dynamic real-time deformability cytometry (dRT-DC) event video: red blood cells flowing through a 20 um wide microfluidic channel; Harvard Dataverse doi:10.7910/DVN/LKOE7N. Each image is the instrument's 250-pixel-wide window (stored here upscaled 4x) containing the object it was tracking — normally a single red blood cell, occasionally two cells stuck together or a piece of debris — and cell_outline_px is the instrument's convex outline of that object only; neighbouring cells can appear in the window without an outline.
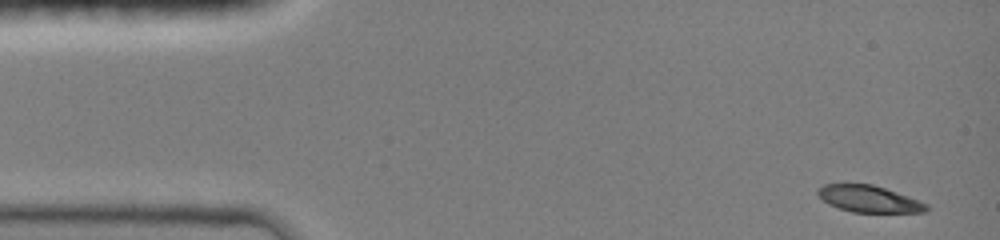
{"species": "common noctule bat (a hibernating species)", "species_latin": "Nyctalus noctula", "temperature_condition": "room temperature", "stored_images_in_passage": 59, "camera_frame_rate_fps": 3000, "um_per_image_px": 0.085, "animal": {"sex": "female", "body_mass_g": 19.0, "forearm_length_mm": 51.5}, "frame": {"image": 1, "passage_image": 1, "time_ms": 0.0, "image_size_px": [1000, 240], "cell_outline_px": [[928, 208], [924, 212], [852, 212], [828, 204], [816, 192], [824, 184], [872, 184], [884, 188], [928, 204]], "centroid_in_image_um": [73.84, 16.91], "position_along_channel_um": 11.2, "area_um2": 16.47}}
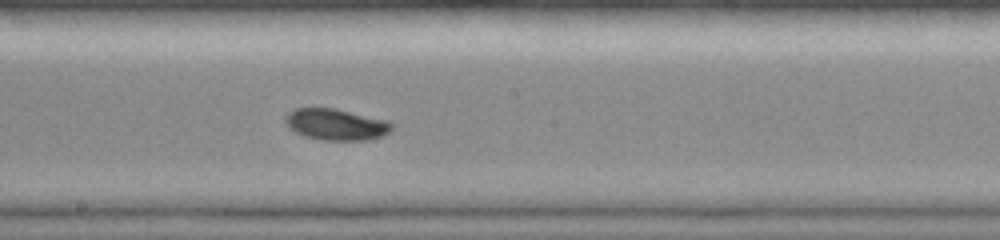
{"frame": {"image": 2, "passage_image": 32, "time_ms": 7.667, "image_size_px": [1000, 240], "cell_outline_px": [[396, 124], [388, 132], [380, 136], [368, 140], [320, 140], [304, 136], [296, 132], [284, 120], [284, 116], [288, 112], [296, 108], [332, 108], [388, 120]], "centroid_in_image_um": [28.58, 10.58], "position_along_channel_um": 219.6, "area_um2": 19.36}}
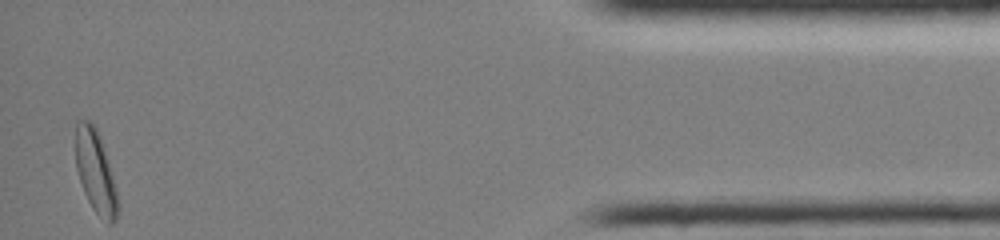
{"frame": {"image": 3, "passage_image": 58, "time_ms": 14.333, "image_size_px": [1000, 240], "cell_outline_px": [[120, 208], [116, 220], [112, 224], [108, 224], [92, 208], [84, 192], [76, 168], [76, 120], [88, 120], [96, 128], [100, 136], [112, 176], [120, 204]], "centroid_in_image_um": [8.13, 14.64], "position_along_channel_um": 427.1, "area_um2": 20.11}, "authors_computed_cell_mechanics": {"area_um2": 18.8428, "velocity_mm_per_s": 4.0856, "shape_relaxation_time_tau1_ms": 2.2763, "shape_relaxation_time_tau2_ms": null, "deformation_change_tau1": 0.1296, "deformation_change_tau2": null}}